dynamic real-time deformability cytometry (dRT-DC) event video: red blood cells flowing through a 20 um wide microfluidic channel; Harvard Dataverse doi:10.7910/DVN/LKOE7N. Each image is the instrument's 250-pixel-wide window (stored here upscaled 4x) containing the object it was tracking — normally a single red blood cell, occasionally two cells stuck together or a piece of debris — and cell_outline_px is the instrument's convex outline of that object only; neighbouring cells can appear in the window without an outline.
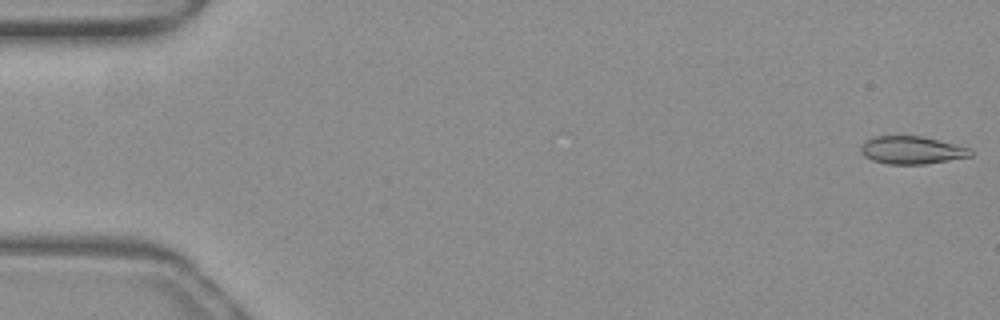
{"species": "common noctule bat (a hibernating species)", "species_latin": "Nyctalus noctula", "temperature_condition": "warm", "stored_images_in_passage": 16, "camera_frame_rate_fps": 3000, "um_per_image_px": 0.085, "animal": {"sex": "female", "body_mass_g": 19.3, "forearm_length_mm": 54.1}, "frame": {"image": 1, "passage_image": 1, "time_ms": 0.0, "image_size_px": [1000, 320], "cell_outline_px": [[972, 156], [924, 164], [888, 164], [872, 160], [864, 156], [860, 152], [860, 144], [864, 140], [876, 136], [920, 136], [972, 148]], "centroid_in_image_um": [77.46, 12.76], "position_along_channel_um": 7.5, "area_um2": 17.8}}
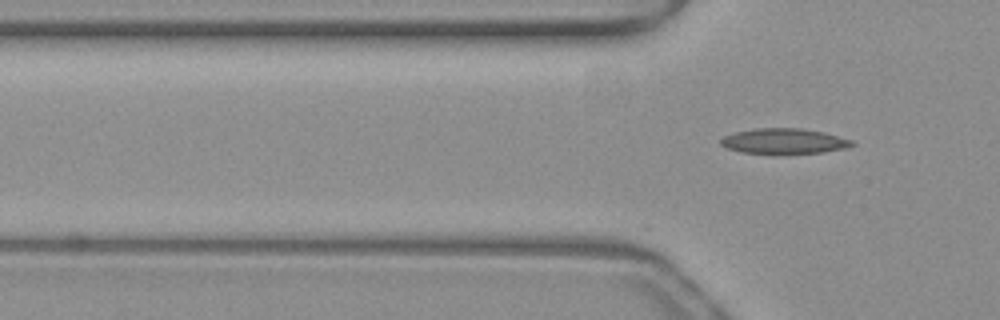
{"frame": {"image": 2, "passage_image": 16, "time_ms": 5.0, "image_size_px": [1000, 320], "cell_outline_px": [[856, 144], [848, 148], [824, 152], [784, 156], [772, 156], [740, 152], [724, 148], [720, 144], [720, 140], [724, 136], [736, 132], [756, 128], [800, 128], [824, 132], [852, 140]], "centroid_in_image_um": [66.63, 12.05], "position_along_channel_um": 59.2, "area_um2": 20.4}}